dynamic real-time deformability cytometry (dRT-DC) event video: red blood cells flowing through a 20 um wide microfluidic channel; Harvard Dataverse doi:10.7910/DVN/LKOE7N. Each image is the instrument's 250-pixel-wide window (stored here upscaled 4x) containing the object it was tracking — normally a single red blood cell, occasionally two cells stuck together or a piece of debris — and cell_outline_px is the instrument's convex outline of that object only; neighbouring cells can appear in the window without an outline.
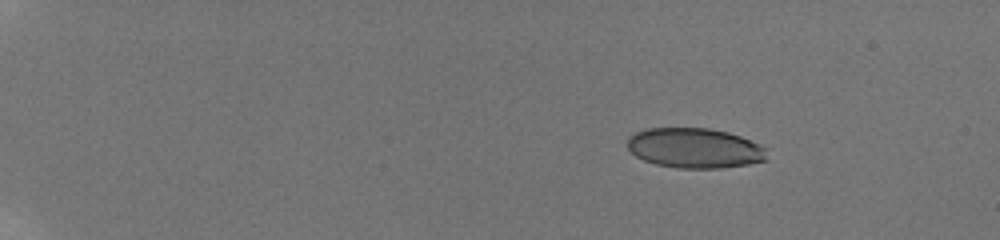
{"species": "human", "species_latin": "Homo sapiens", "temperature_condition": "room temperature", "stored_images_in_passage": 14, "camera_frame_rate_fps": 3000, "um_per_image_px": 0.085, "donor": {"sex": "male"}, "frame": {"image": 1, "passage_image": 4, "time_ms": 3.0, "image_size_px": [1000, 240], "cell_outline_px": [[768, 160], [748, 164], [720, 168], [676, 168], [656, 164], [644, 160], [636, 156], [628, 148], [628, 136], [636, 132], [648, 128], [708, 128], [728, 132], [740, 136], [760, 144], [768, 148]], "centroid_in_image_um": [59.09, 12.59], "position_along_channel_um": 25.9, "area_um2": 32.77}}
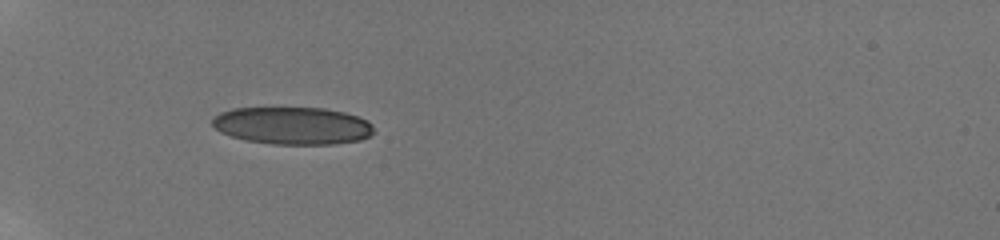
{"frame": {"image": 2, "passage_image": 9, "time_ms": 7.0, "image_size_px": [1000, 240], "cell_outline_px": [[376, 132], [360, 140], [336, 144], [272, 144], [244, 140], [220, 132], [212, 124], [212, 120], [220, 112], [232, 108], [324, 108], [344, 112], [368, 120], [372, 124]], "centroid_in_image_um": [24.89, 10.68], "position_along_channel_um": 60.1, "area_um2": 35.37}}
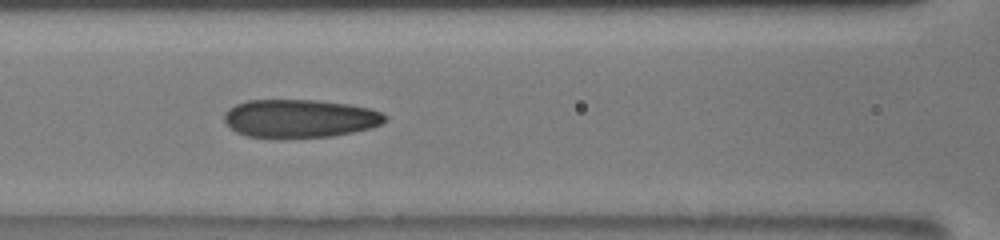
{"frame": {"image": 3, "passage_image": 13, "time_ms": 9.667, "image_size_px": [1000, 240], "cell_outline_px": [[388, 120], [372, 128], [332, 136], [280, 140], [276, 140], [248, 136], [236, 132], [224, 120], [224, 112], [228, 108], [236, 104], [248, 100], [316, 100], [348, 104], [372, 108], [388, 116]], "centroid_in_image_um": [25.48, 10.1], "position_along_channel_um": 141.1, "area_um2": 36.65}}